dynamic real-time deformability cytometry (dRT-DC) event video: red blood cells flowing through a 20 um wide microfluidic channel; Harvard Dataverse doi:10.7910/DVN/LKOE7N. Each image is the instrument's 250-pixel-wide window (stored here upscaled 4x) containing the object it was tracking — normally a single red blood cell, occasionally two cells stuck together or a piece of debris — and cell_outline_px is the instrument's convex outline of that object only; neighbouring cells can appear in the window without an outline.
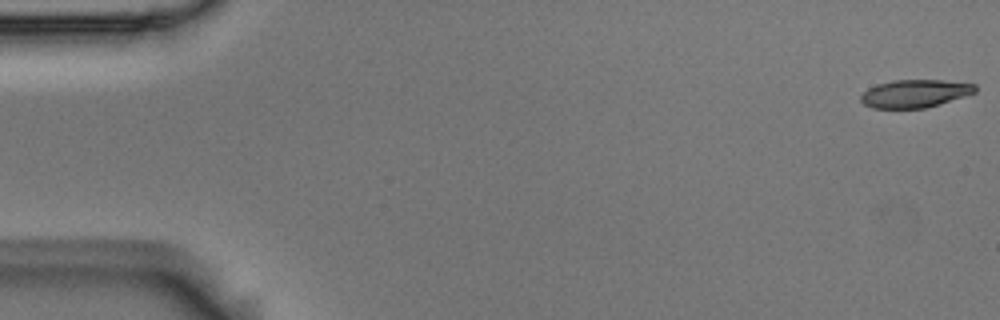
{"species": "Egyptian fruit bat (a non-hibernating species)", "species_latin": "Rousettus aegyptiacus", "temperature_condition": "room temperature", "stored_images_in_passage": 8, "camera_frame_rate_fps": 3000, "um_per_image_px": 0.085, "animal": {"sex": "male"}, "frame": {"image": 1, "passage_image": 1, "time_ms": 0.0, "image_size_px": [1000, 320], "cell_outline_px": [[976, 92], [964, 96], [924, 108], [872, 108], [864, 104], [860, 100], [860, 96], [868, 88], [876, 84], [892, 80], [944, 80], [976, 84]], "centroid_in_image_um": [77.74, 7.94], "position_along_channel_um": 7.3, "area_um2": 18.5}}
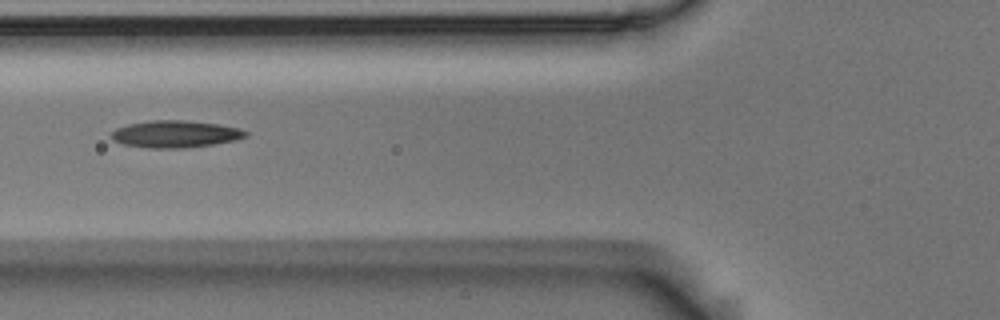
{"frame": {"image": 2, "passage_image": 6, "time_ms": 1.667, "image_size_px": [1000, 320], "cell_outline_px": [[248, 136], [236, 140], [212, 144], [184, 148], [148, 148], [124, 144], [112, 140], [112, 132], [116, 128], [128, 124], [148, 120], [184, 120], [220, 124], [240, 128], [248, 132]], "centroid_in_image_um": [14.92, 11.39], "position_along_channel_um": 110.9, "area_um2": 21.27}}
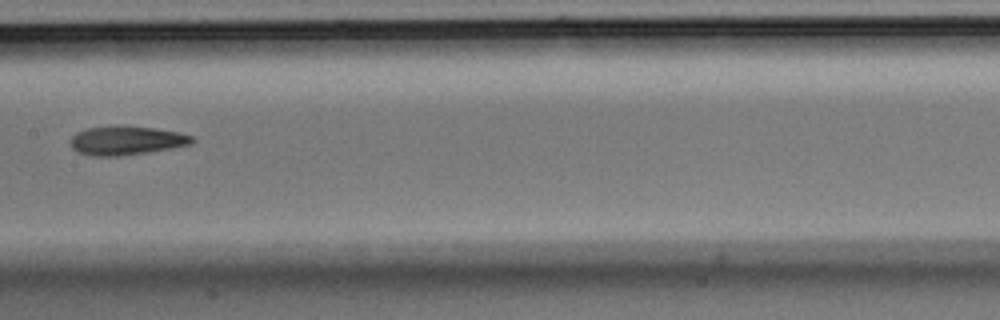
{"frame": {"image": 3, "passage_image": 8, "time_ms": 2.333, "image_size_px": [1000, 320], "cell_outline_px": [[196, 140], [192, 144], [172, 148], [148, 152], [120, 156], [92, 156], [76, 152], [72, 148], [72, 136], [76, 132], [88, 128], [152, 128], [180, 132], [196, 136]], "centroid_in_image_um": [10.81, 11.98], "position_along_channel_um": 196.6, "area_um2": 19.94}}